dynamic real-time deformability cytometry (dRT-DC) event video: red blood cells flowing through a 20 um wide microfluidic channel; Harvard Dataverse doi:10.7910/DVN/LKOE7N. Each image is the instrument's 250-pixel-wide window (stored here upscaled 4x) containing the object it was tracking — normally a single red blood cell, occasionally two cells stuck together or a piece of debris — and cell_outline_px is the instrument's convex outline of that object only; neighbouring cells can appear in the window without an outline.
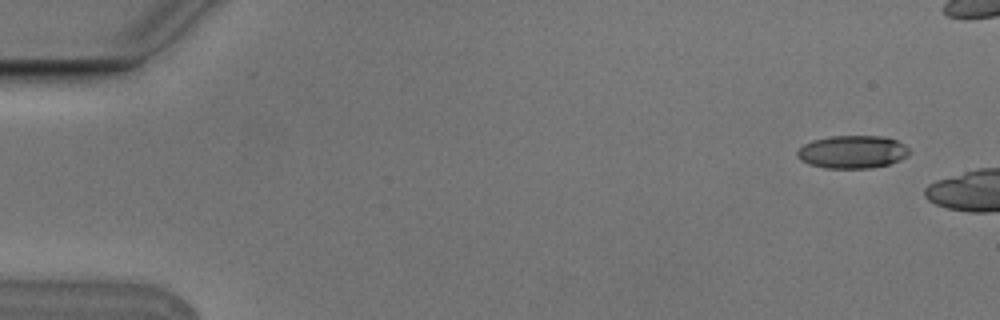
{"species": "Egyptian fruit bat (a non-hibernating species)", "species_latin": "Rousettus aegyptiacus", "temperature_condition": "cold", "stored_images_in_passage": 3, "camera_frame_rate_fps": 3000, "um_per_image_px": 0.085, "animal": {"sex": "male"}, "frame": {"image": 1, "passage_image": 1, "time_ms": 0.0, "image_size_px": [1000, 320], "cell_outline_px": [[908, 156], [900, 160], [888, 164], [872, 168], [824, 168], [808, 164], [800, 160], [796, 156], [796, 152], [804, 144], [812, 140], [832, 136], [880, 136], [896, 140], [904, 144], [908, 148]], "centroid_in_image_um": [72.43, 12.92], "position_along_channel_um": 12.6, "area_um2": 21.5}}